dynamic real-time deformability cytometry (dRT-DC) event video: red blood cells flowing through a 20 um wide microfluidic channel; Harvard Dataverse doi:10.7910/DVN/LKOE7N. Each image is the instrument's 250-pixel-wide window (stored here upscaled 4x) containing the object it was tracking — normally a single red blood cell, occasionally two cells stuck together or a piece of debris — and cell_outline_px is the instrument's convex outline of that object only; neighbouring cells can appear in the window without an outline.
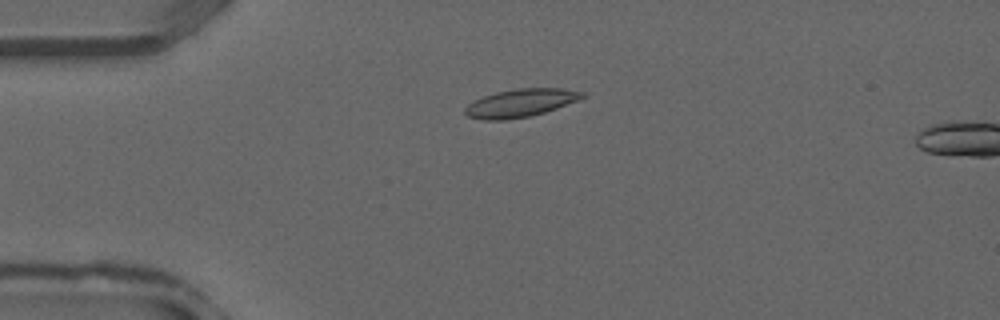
{"species": "common noctule bat (a hibernating species)", "species_latin": "Nyctalus noctula", "temperature_condition": "warm", "stored_images_in_passage": 12, "camera_frame_rate_fps": 3000, "um_per_image_px": 0.085, "animal": {"sex": "male", "forearm_length_mm": 52.5}, "frame": {"image": 1, "passage_image": 9, "time_ms": 2.667, "image_size_px": [1000, 320], "cell_outline_px": [[588, 96], [556, 108], [544, 112], [528, 116], [504, 120], [484, 120], [468, 116], [464, 112], [464, 108], [472, 100], [496, 92], [516, 88], [564, 88], [584, 92]], "centroid_in_image_um": [44.24, 8.74], "position_along_channel_um": 40.8, "area_um2": 19.13}}